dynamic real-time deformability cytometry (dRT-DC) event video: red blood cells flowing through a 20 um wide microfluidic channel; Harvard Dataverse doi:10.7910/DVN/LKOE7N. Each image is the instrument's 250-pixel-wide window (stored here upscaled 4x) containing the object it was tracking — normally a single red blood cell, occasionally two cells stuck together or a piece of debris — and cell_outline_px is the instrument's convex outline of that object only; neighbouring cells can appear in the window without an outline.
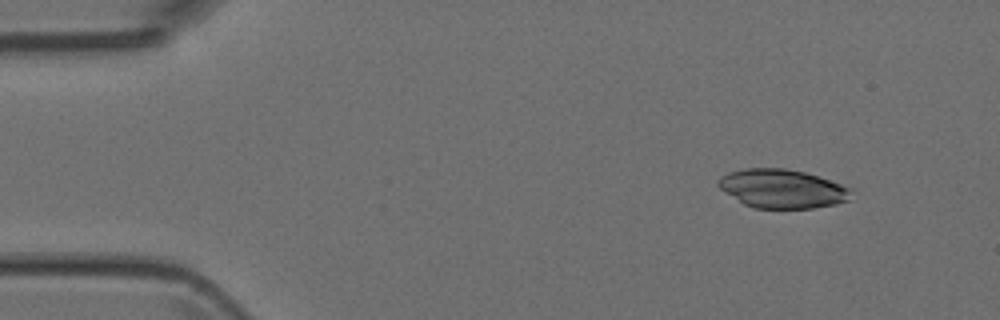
{"species": "Egyptian fruit bat (a non-hibernating species)", "species_latin": "Rousettus aegyptiacus", "temperature_condition": "room temperature", "stored_images_in_passage": 5, "camera_frame_rate_fps": 3000, "um_per_image_px": 0.085, "animal": {"sex": "female"}, "frame": {"image": 1, "passage_image": 1, "time_ms": 0.0, "image_size_px": [1000, 320], "cell_outline_px": [[852, 200], [836, 204], [812, 208], [756, 208], [744, 204], [720, 188], [716, 184], [716, 180], [720, 176], [728, 172], [744, 168], [784, 168], [804, 172], [852, 188]], "centroid_in_image_um": [66.49, 16.04], "position_along_channel_um": 18.5, "area_um2": 30.06}}
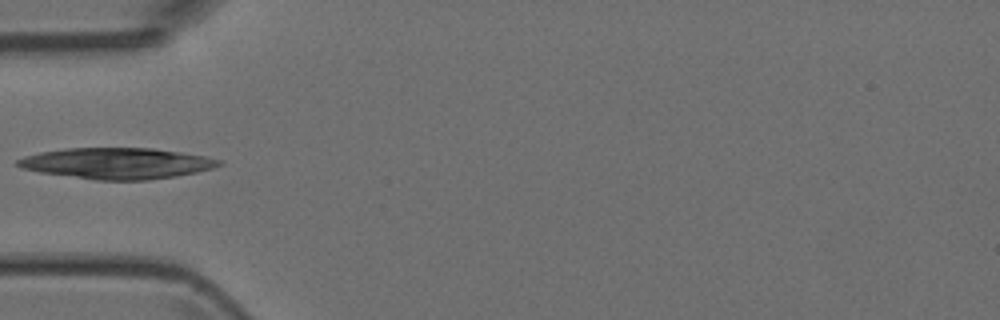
{"frame": {"image": 2, "passage_image": 4, "time_ms": 3.667, "image_size_px": [1000, 320], "cell_outline_px": [[224, 164], [212, 168], [196, 172], [176, 176], [148, 180], [96, 180], [40, 172], [20, 168], [16, 164], [16, 160], [24, 156], [40, 152], [64, 148], [152, 148], [180, 152], [204, 156], [220, 160]], "centroid_in_image_um": [9.91, 13.88], "position_along_channel_um": 75.1, "area_um2": 36.36}}
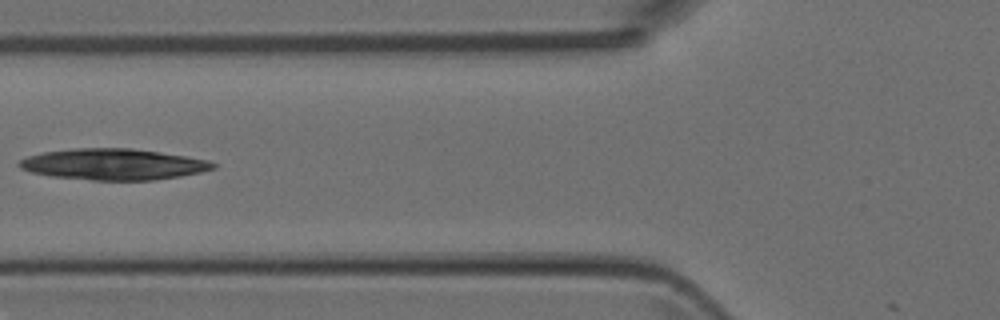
{"frame": {"image": 3, "passage_image": 5, "time_ms": 4.667, "image_size_px": [1000, 320], "cell_outline_px": [[216, 168], [200, 172], [180, 176], [152, 180], [92, 180], [52, 176], [32, 172], [20, 168], [16, 164], [20, 160], [28, 156], [44, 152], [72, 148], [132, 148], [188, 156], [208, 160], [216, 164]], "centroid_in_image_um": [9.64, 13.96], "position_along_channel_um": 116.2, "area_um2": 35.14}}